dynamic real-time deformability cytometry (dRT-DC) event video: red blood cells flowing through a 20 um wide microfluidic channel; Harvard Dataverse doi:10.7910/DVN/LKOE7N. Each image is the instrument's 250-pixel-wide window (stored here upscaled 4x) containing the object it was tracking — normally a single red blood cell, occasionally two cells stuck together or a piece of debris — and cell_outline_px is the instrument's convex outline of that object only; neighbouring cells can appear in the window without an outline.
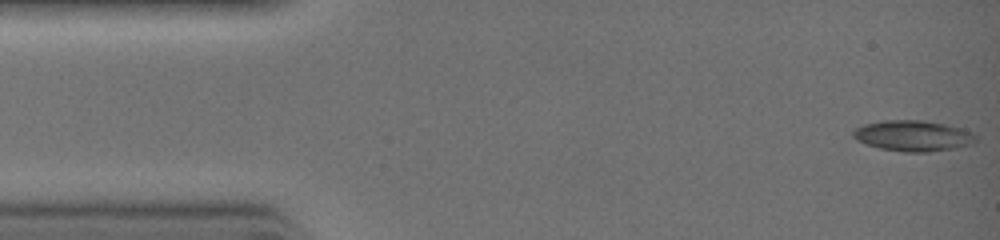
{"species": "common noctule bat (a hibernating species)", "species_latin": "Nyctalus noctula", "temperature_condition": "warm", "stored_images_in_passage": 32, "camera_frame_rate_fps": 3000, "um_per_image_px": 0.085, "animal": {"sex": "female", "body_mass_g": 19.0, "forearm_length_mm": 51.5}, "frame": {"image": 1, "passage_image": 1, "time_ms": 0.0, "image_size_px": [1000, 240], "cell_outline_px": [[976, 140], [972, 144], [956, 148], [928, 152], [904, 152], [880, 148], [856, 140], [852, 136], [852, 132], [856, 128], [864, 124], [884, 120], [924, 120], [944, 124], [960, 128], [976, 136]], "centroid_in_image_um": [77.58, 11.54], "position_along_channel_um": 7.4, "area_um2": 21.85}}
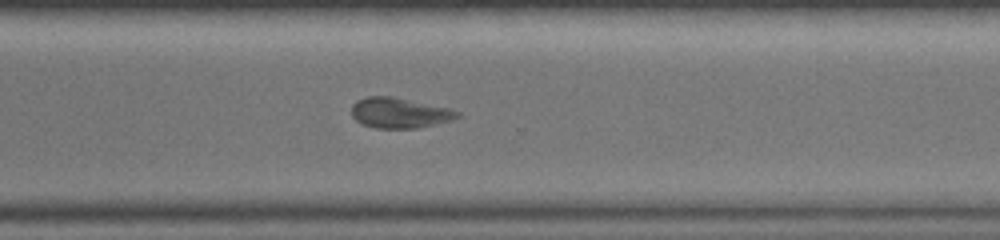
{"frame": {"image": 2, "passage_image": 23, "time_ms": 7.333, "image_size_px": [1000, 240], "cell_outline_px": [[460, 116], [452, 120], [436, 124], [416, 128], [376, 128], [364, 124], [356, 120], [352, 116], [352, 104], [356, 100], [368, 96], [392, 96], [448, 108], [460, 112]], "centroid_in_image_um": [33.95, 9.59], "position_along_channel_um": 336.7, "area_um2": 18.61}}
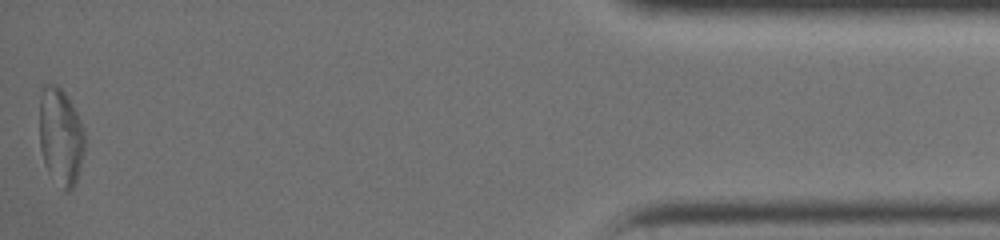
{"frame": {"image": 3, "passage_image": 32, "time_ms": 10.333, "image_size_px": [1000, 240], "cell_outline_px": [[84, 152], [80, 168], [76, 180], [72, 188], [68, 192], [64, 188], [44, 164], [40, 148], [40, 100], [44, 84], [56, 84], [64, 92], [72, 104], [84, 128]], "centroid_in_image_um": [5.16, 11.56], "position_along_channel_um": 430.0, "area_um2": 25.14}}